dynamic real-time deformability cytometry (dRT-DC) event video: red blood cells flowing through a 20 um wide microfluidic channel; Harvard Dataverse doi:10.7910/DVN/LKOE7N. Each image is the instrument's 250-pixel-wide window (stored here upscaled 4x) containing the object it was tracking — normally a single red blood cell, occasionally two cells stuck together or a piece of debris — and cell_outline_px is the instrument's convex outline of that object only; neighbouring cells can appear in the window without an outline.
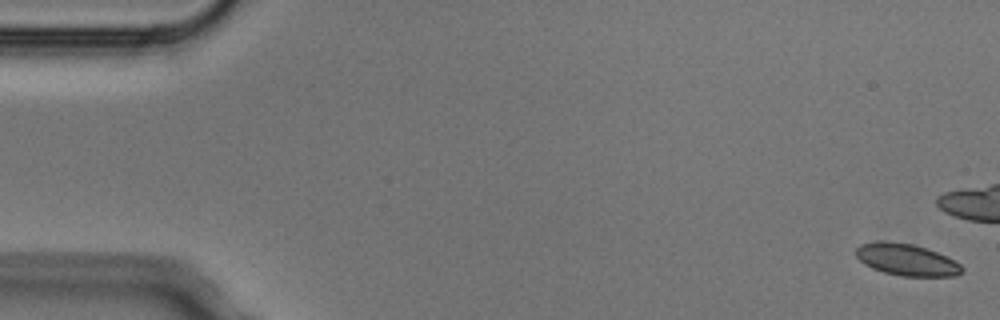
{"species": "Egyptian fruit bat (a non-hibernating species)", "species_latin": "Rousettus aegyptiacus", "temperature_condition": "cold", "stored_images_in_passage": 6, "camera_frame_rate_fps": 3000, "um_per_image_px": 0.085, "animal": {"sex": "male"}, "frame": {"image": 1, "passage_image": 1, "time_ms": 0.0, "image_size_px": [1000, 320], "cell_outline_px": [[964, 268], [956, 276], [900, 276], [884, 272], [872, 268], [864, 264], [856, 256], [856, 248], [860, 244], [876, 240], [888, 240], [912, 244], [936, 252], [960, 264]], "centroid_in_image_um": [77.0, 22.06], "position_along_channel_um": 8.0, "area_um2": 19.59}}